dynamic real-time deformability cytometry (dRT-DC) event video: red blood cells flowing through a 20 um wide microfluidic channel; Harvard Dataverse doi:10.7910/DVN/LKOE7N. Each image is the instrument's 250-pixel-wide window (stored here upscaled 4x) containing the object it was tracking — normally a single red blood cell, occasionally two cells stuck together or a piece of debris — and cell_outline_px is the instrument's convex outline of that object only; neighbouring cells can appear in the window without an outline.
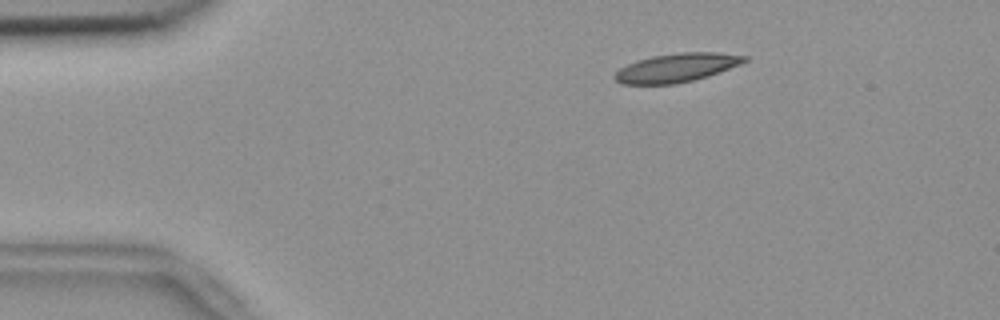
{"species": "common noctule bat (a hibernating species)", "species_latin": "Nyctalus noctula", "temperature_condition": "room temperature", "stored_images_in_passage": 54, "camera_frame_rate_fps": 3000, "um_per_image_px": 0.085, "animal": {"sex": "female", "body_mass_g": 18.4}, "frame": {"image": 1, "passage_image": 9, "time_ms": 2.667, "image_size_px": [1000, 320], "cell_outline_px": [[748, 60], [740, 64], [708, 76], [676, 84], [620, 84], [612, 76], [620, 68], [636, 60], [652, 56], [680, 52], [720, 52], [748, 56]], "centroid_in_image_um": [57.51, 5.75], "position_along_channel_um": 27.5, "area_um2": 21.73}}
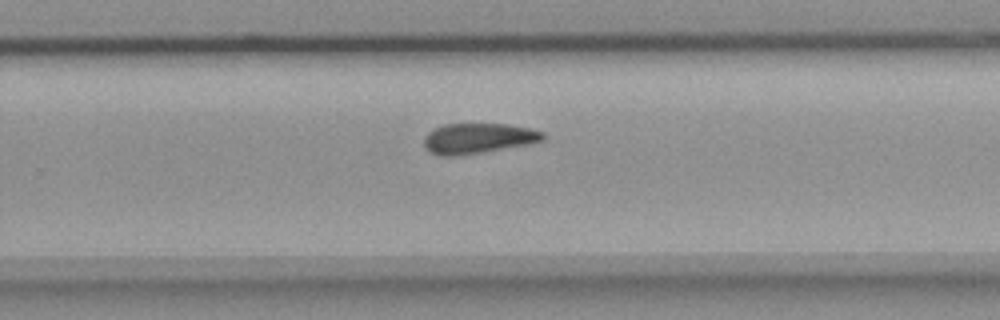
{"frame": {"image": 2, "passage_image": 35, "time_ms": 11.333, "image_size_px": [1000, 320], "cell_outline_px": [[544, 140], [532, 144], [460, 156], [440, 156], [428, 152], [424, 148], [424, 136], [428, 132], [444, 124], [508, 124], [532, 128], [544, 132]], "centroid_in_image_um": [40.65, 11.77], "position_along_channel_um": 289.2, "area_um2": 21.44}}
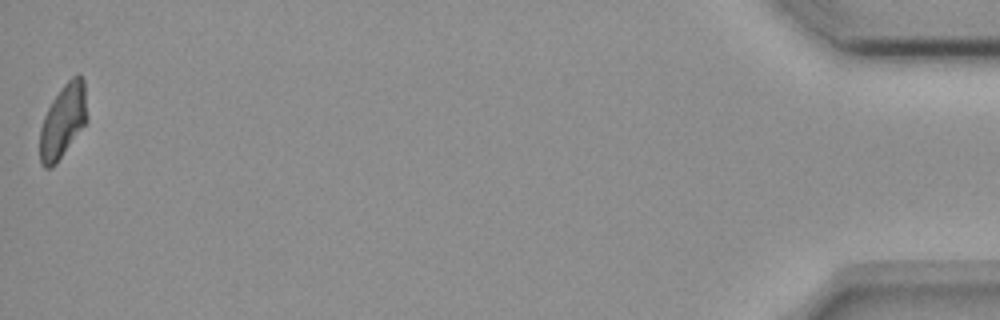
{"frame": {"image": 3, "passage_image": 54, "time_ms": 17.667, "image_size_px": [1000, 320], "cell_outline_px": [[88, 120], [56, 164], [52, 168], [44, 168], [40, 164], [40, 128], [44, 116], [52, 100], [64, 84], [76, 72], [80, 72], [84, 80]], "centroid_in_image_um": [5.36, 10.27], "position_along_channel_um": 429.8, "area_um2": 20.46}, "authors_computed_cell_mechanics": {"area_um2": 21.4149, "velocity_mm_per_s": 3.7232, "shape_relaxation_time_tau1_ms": 7.3292, "shape_relaxation_time_tau2_ms": 5.0127, "deformation_change_tau1": 0.1641, "deformation_change_tau2": 0.1236}}